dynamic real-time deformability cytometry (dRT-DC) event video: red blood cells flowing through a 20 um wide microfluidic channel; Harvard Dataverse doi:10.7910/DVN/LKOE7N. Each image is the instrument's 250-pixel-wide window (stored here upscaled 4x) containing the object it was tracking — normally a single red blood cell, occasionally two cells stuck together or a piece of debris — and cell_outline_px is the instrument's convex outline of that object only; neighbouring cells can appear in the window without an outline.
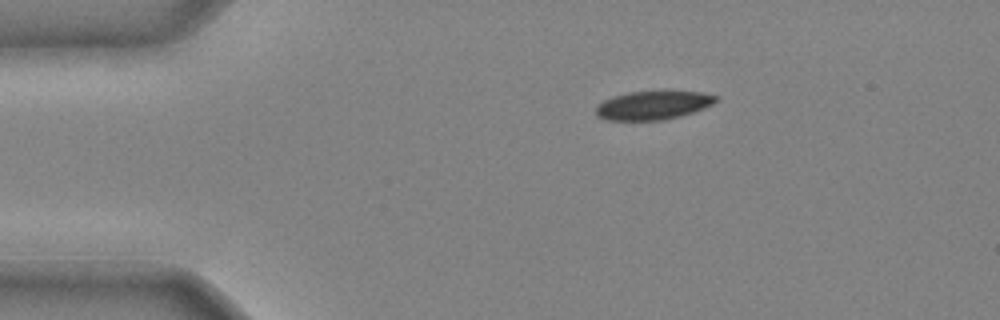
{"species": "common noctule bat (a hibernating species)", "species_latin": "Nyctalus noctula", "temperature_condition": "cold", "stored_images_in_passage": 33, "camera_frame_rate_fps": 3000, "um_per_image_px": 0.085, "animal": {"sex": "male", "body_mass_g": 20.4}, "frame": {"image": 1, "passage_image": 1, "time_ms": 0.0, "image_size_px": [1000, 320], "cell_outline_px": [[720, 96], [712, 104], [704, 108], [680, 116], [664, 120], [608, 120], [596, 116], [596, 104], [612, 96], [628, 92], [700, 92]], "centroid_in_image_um": [55.47, 8.95], "position_along_channel_um": 29.5, "area_um2": 19.88}}
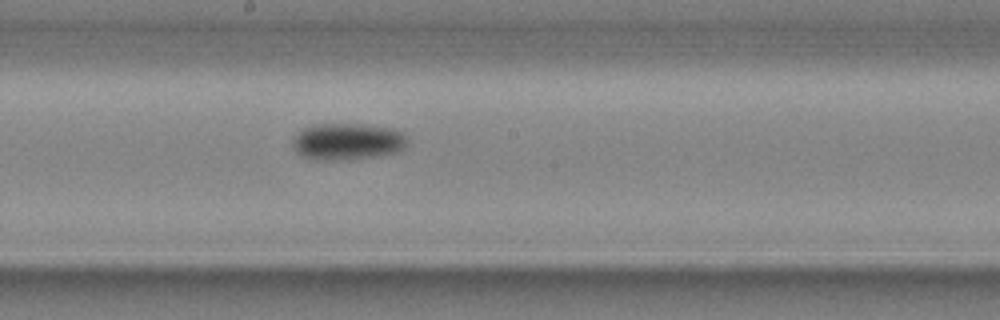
{"frame": {"image": 2, "passage_image": 17, "time_ms": 5.333, "image_size_px": [1000, 320], "cell_outline_px": [[408, 140], [404, 148], [400, 152], [380, 156], [348, 160], [316, 160], [300, 156], [292, 148], [292, 136], [304, 128], [312, 124], [364, 124], [388, 128], [404, 132]], "centroid_in_image_um": [29.51, 12.04], "position_along_channel_um": 218.7, "area_um2": 25.2}}
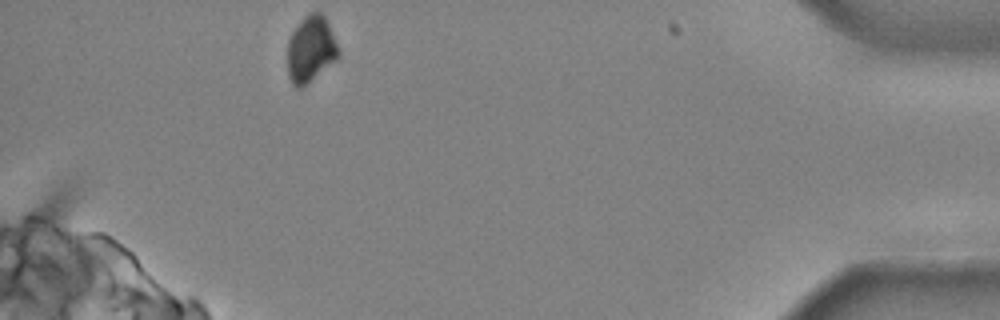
{"frame": {"image": 3, "passage_image": 33, "time_ms": 10.667, "image_size_px": [1000, 320], "cell_outline_px": [[340, 56], [336, 60], [300, 88], [296, 88], [292, 84], [288, 76], [288, 40], [292, 32], [300, 20], [304, 16], [312, 12], [320, 12], [324, 16], [328, 24], [340, 52]], "centroid_in_image_um": [26.4, 4.17], "position_along_channel_um": 408.8, "area_um2": 19.42}}